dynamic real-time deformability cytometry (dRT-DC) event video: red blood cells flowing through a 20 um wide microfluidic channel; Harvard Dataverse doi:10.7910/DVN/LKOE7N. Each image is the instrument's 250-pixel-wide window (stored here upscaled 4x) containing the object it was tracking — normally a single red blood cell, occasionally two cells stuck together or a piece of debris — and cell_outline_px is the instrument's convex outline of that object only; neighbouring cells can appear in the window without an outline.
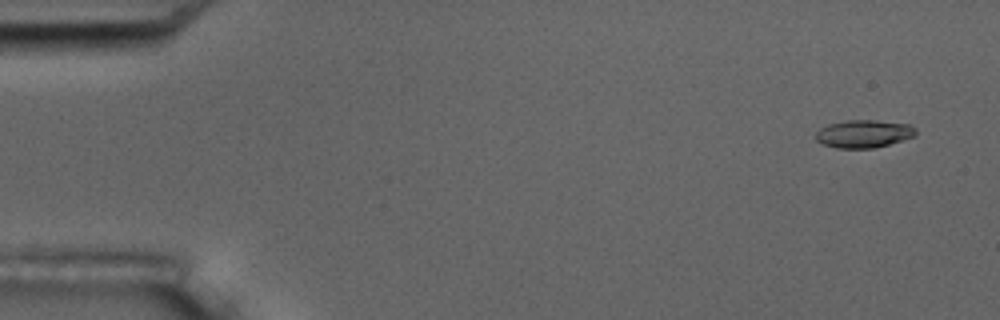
{"species": "common noctule bat (a hibernating species)", "species_latin": "Nyctalus noctula", "temperature_condition": "room temperature", "stored_images_in_passage": 5, "camera_frame_rate_fps": 3000, "um_per_image_px": 0.085, "animal": {"sex": "male", "body_mass_g": 17.5, "forearm_length_mm": 52.3}, "frame": {"image": 1, "passage_image": 1, "time_ms": 0.0, "image_size_px": [1000, 320], "cell_outline_px": [[916, 136], [888, 144], [872, 148], [836, 148], [820, 144], [816, 140], [816, 132], [820, 128], [828, 124], [848, 120], [876, 120], [912, 124], [916, 128]], "centroid_in_image_um": [73.42, 11.36], "position_along_channel_um": 11.6, "area_um2": 16.36}}
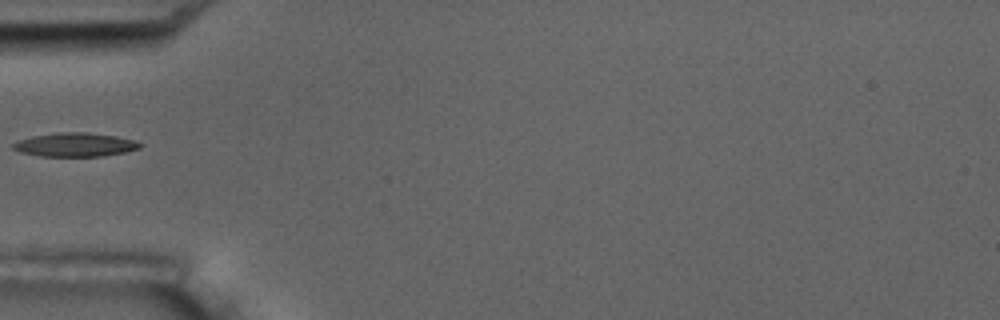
{"frame": {"image": 2, "passage_image": 5, "time_ms": 5.333, "image_size_px": [1000, 320], "cell_outline_px": [[140, 148], [124, 152], [100, 156], [40, 156], [20, 152], [12, 148], [12, 144], [20, 140], [32, 136], [56, 132], [84, 132], [116, 136], [132, 140], [140, 144]], "centroid_in_image_um": [6.33, 12.3], "position_along_channel_um": 78.7, "area_um2": 17.34}}